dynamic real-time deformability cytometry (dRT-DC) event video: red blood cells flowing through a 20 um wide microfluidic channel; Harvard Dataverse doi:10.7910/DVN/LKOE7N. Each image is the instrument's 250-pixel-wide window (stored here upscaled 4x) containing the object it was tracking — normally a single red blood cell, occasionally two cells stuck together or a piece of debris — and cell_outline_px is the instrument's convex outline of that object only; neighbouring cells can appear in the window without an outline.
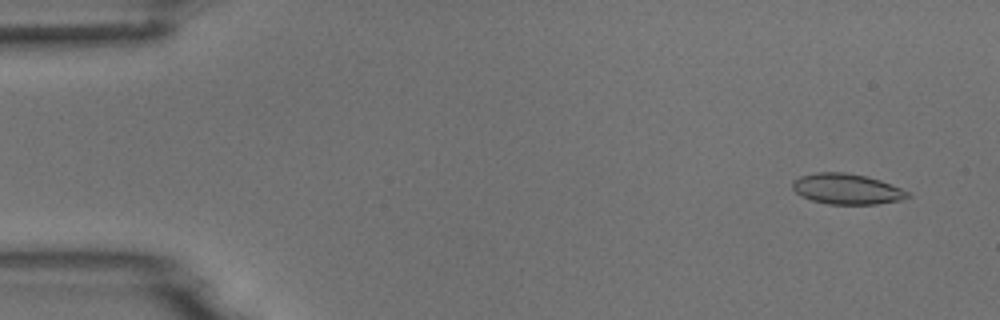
{"species": "common noctule bat (a hibernating species)", "species_latin": "Nyctalus noctula", "temperature_condition": "room temperature", "stored_images_in_passage": 4, "camera_frame_rate_fps": 3000, "um_per_image_px": 0.085, "animal": {"sex": "male", "body_mass_g": 18.8}, "frame": {"image": 1, "passage_image": 1, "time_ms": 0.0, "image_size_px": [1000, 320], "cell_outline_px": [[912, 196], [900, 200], [876, 204], [828, 204], [812, 200], [800, 196], [792, 188], [792, 180], [800, 176], [816, 172], [844, 172], [868, 176], [880, 180], [900, 188], [908, 192]], "centroid_in_image_um": [71.95, 16.06], "position_along_channel_um": 13.1, "area_um2": 20.58}}
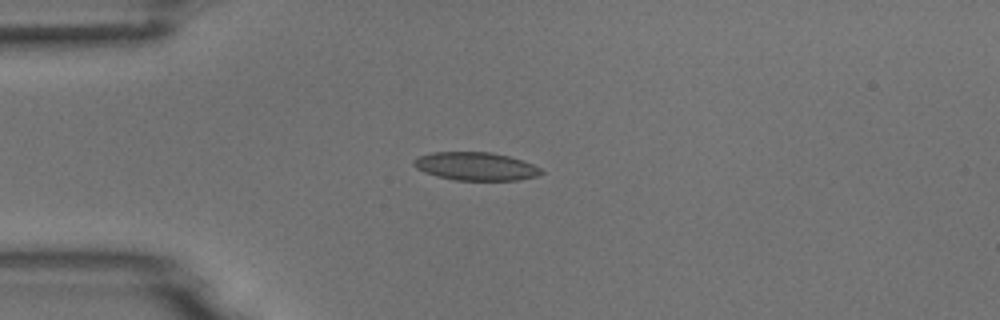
{"frame": {"image": 2, "passage_image": 4, "time_ms": 3.333, "image_size_px": [1000, 320], "cell_outline_px": [[544, 172], [536, 176], [516, 180], [452, 180], [436, 176], [424, 172], [416, 168], [412, 164], [412, 160], [420, 156], [432, 152], [492, 152], [508, 156], [532, 164], [540, 168]], "centroid_in_image_um": [40.39, 14.14], "position_along_channel_um": 44.6, "area_um2": 20.87}}